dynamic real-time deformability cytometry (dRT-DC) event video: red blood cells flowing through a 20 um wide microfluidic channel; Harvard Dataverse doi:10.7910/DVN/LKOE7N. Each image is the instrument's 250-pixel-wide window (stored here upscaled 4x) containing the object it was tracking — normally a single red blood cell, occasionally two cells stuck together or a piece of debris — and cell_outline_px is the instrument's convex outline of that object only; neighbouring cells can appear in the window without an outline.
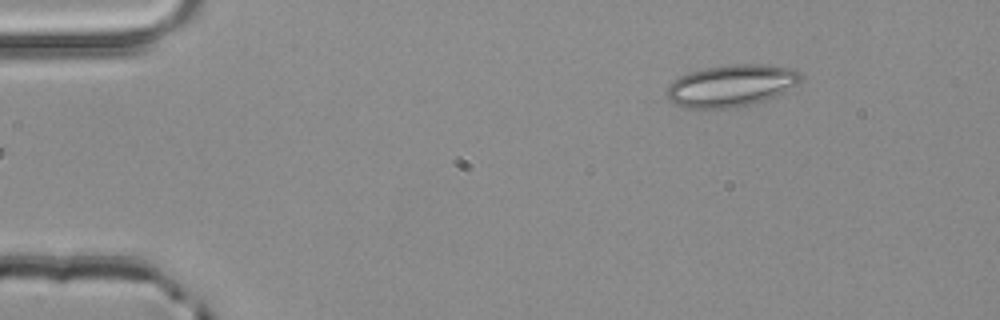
{"species": "common noctule bat (a hibernating species)", "species_latin": "Nyctalus noctula", "temperature_condition": "room temperature", "stored_images_in_passage": 4, "camera_frame_rate_fps": 3000, "um_per_image_px": 0.085, "animal": {"sex": "male", "body_mass_g": 20.4}, "frame": {"image": 1, "passage_image": 4, "time_ms": 1.0, "image_size_px": [1000, 320], "cell_outline_px": [[804, 76], [796, 84], [764, 100], [740, 108], [684, 108], [672, 104], [668, 100], [664, 92], [668, 84], [680, 76], [704, 68], [728, 64], [764, 64], [796, 68]], "centroid_in_image_um": [62.1, 7.28], "position_along_channel_um": 22.9, "area_um2": 33.06}}